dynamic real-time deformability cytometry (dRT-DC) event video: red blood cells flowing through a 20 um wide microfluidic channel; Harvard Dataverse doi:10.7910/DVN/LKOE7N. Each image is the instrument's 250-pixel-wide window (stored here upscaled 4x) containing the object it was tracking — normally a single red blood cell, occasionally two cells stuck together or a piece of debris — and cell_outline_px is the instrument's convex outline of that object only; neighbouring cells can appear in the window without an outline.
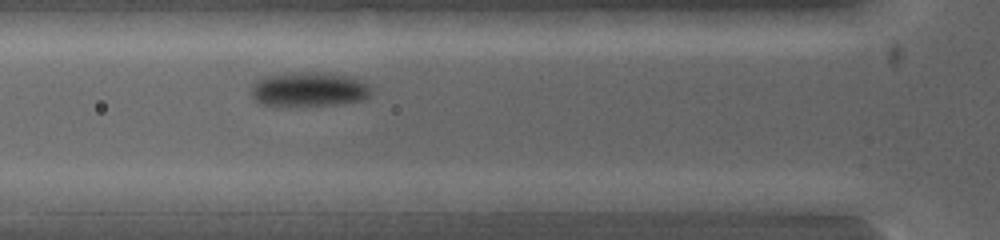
{"species": "common noctule bat (a hibernating species)", "species_latin": "Nyctalus noctula", "temperature_condition": "warm", "stored_images_in_passage": 8, "camera_frame_rate_fps": 5000, "um_per_image_px": 0.085, "animal": {"sex": "female", "body_mass_g": 19.0, "forearm_length_mm": 53.3}, "frame": {"image": 1, "passage_image": 4, "time_ms": 1.2, "image_size_px": [1000, 240], "cell_outline_px": [[368, 96], [360, 100], [332, 104], [268, 104], [260, 100], [252, 92], [256, 84], [260, 80], [268, 76], [296, 72], [300, 72], [340, 76], [356, 80], [364, 84], [368, 88]], "centroid_in_image_um": [26.26, 7.59], "position_along_channel_um": 99.5, "area_um2": 21.73}}
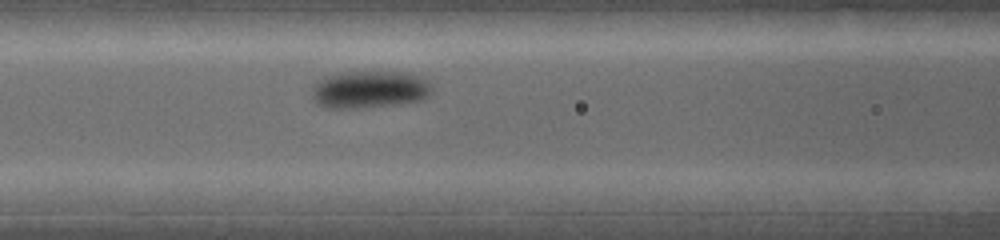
{"frame": {"image": 2, "passage_image": 6, "time_ms": 1.8, "image_size_px": [1000, 240], "cell_outline_px": [[428, 92], [424, 96], [412, 100], [384, 104], [340, 108], [328, 108], [320, 104], [316, 100], [316, 88], [324, 80], [332, 76], [344, 72], [400, 72], [420, 76], [428, 84]], "centroid_in_image_um": [31.42, 7.57], "position_along_channel_um": 135.2, "area_um2": 23.76}}